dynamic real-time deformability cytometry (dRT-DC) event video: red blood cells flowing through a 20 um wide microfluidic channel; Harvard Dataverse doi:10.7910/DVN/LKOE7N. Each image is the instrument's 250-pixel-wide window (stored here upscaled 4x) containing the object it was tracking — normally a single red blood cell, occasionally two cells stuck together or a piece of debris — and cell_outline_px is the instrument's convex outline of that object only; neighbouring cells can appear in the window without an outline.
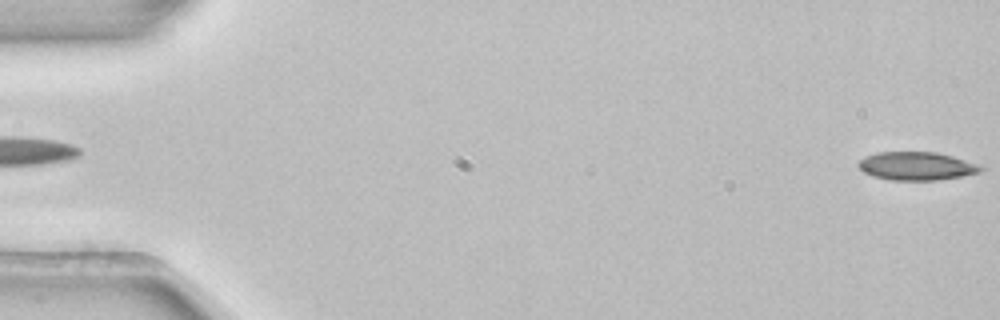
{"species": "common noctule bat (a hibernating species)", "species_latin": "Nyctalus noctula", "temperature_condition": "room temperature", "stored_images_in_passage": 4, "segment_of_instrument_passage": [2, 2], "camera_frame_rate_fps": 3000, "um_per_image_px": 0.085, "animal": {"sex": "female", "body_mass_g": 22.7, "forearm_length_mm": 54.2}, "frame": {"image": 1, "passage_image": 4, "time_ms": 1.0, "image_size_px": [1000, 320], "cell_outline_px": [[984, 168], [980, 172], [960, 176], [936, 180], [892, 180], [872, 176], [864, 172], [856, 164], [860, 160], [876, 152], [936, 152], [952, 156], [976, 164]], "centroid_in_image_um": [77.87, 14.11], "position_along_channel_um": 7.1, "area_um2": 19.88}}